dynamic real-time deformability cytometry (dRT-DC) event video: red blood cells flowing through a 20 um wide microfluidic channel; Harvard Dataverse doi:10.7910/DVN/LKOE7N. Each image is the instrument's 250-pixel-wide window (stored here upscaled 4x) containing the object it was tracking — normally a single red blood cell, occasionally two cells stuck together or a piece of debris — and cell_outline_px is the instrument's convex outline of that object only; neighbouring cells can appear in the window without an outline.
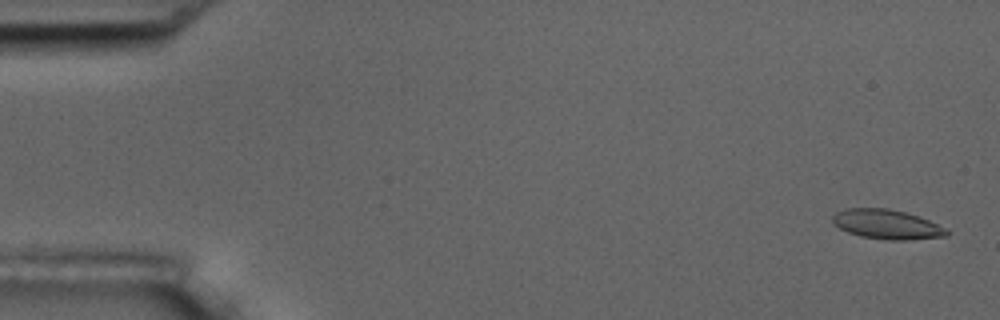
{"species": "common noctule bat (a hibernating species)", "species_latin": "Nyctalus noctula", "temperature_condition": "room temperature", "stored_images_in_passage": 57, "camera_frame_rate_fps": 3000, "um_per_image_px": 0.085, "animal": {"sex": "male", "body_mass_g": 17.5, "forearm_length_mm": 52.3}, "frame": {"image": 1, "passage_image": 2, "time_ms": 0.333, "image_size_px": [1000, 320], "cell_outline_px": [[952, 232], [948, 236], [908, 240], [888, 240], [860, 236], [848, 232], [832, 224], [832, 216], [836, 212], [848, 208], [888, 208], [904, 212], [928, 220]], "centroid_in_image_um": [75.37, 19.08], "position_along_channel_um": 9.6, "area_um2": 19.59}}
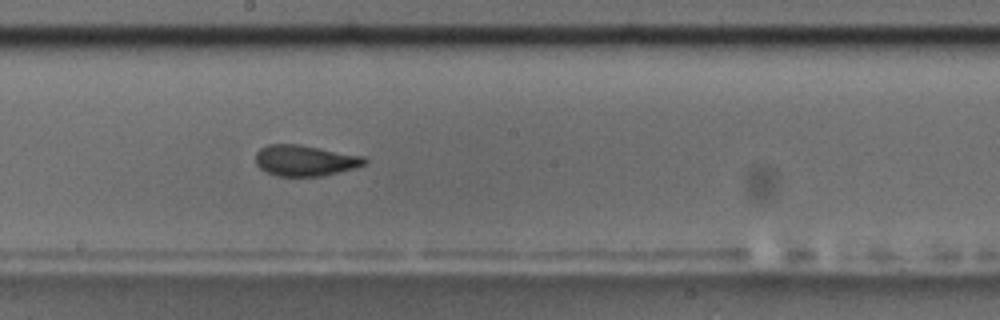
{"frame": {"image": 2, "passage_image": 31, "time_ms": 10.0, "image_size_px": [1000, 320], "cell_outline_px": [[368, 160], [364, 164], [356, 168], [320, 176], [276, 176], [260, 168], [256, 164], [256, 152], [260, 148], [268, 144], [300, 144], [364, 156]], "centroid_in_image_um": [25.92, 13.63], "position_along_channel_um": 222.3, "area_um2": 19.65}}
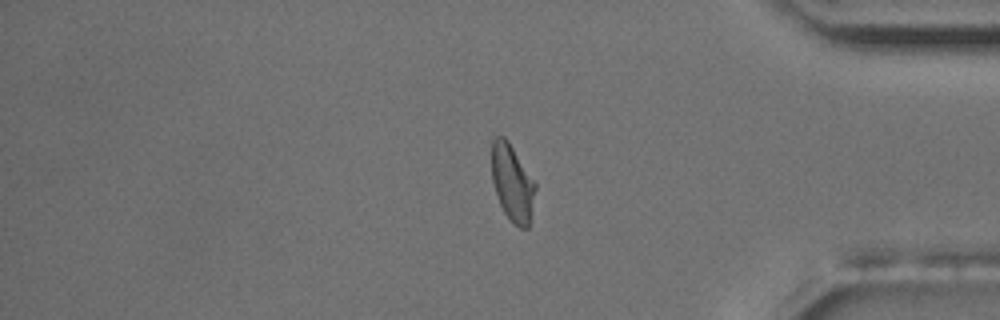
{"frame": {"image": 3, "passage_image": 47, "time_ms": 15.333, "image_size_px": [1000, 320], "cell_outline_px": [[536, 188], [528, 228], [520, 228], [504, 212], [500, 204], [492, 180], [492, 140], [496, 136], [504, 136], [508, 140], [536, 180]], "centroid_in_image_um": [43.56, 15.49], "position_along_channel_um": 391.6, "area_um2": 19.54}, "authors_computed_cell_mechanics": {"area_um2": 19.7098, "velocity_mm_per_s": 3.6042, "shape_relaxation_time_tau1_ms": 4.3963, "shape_relaxation_time_tau2_ms": 1.2923, "deformation_change_tau1": 0.1545, "deformation_change_tau2": 0.0736}}